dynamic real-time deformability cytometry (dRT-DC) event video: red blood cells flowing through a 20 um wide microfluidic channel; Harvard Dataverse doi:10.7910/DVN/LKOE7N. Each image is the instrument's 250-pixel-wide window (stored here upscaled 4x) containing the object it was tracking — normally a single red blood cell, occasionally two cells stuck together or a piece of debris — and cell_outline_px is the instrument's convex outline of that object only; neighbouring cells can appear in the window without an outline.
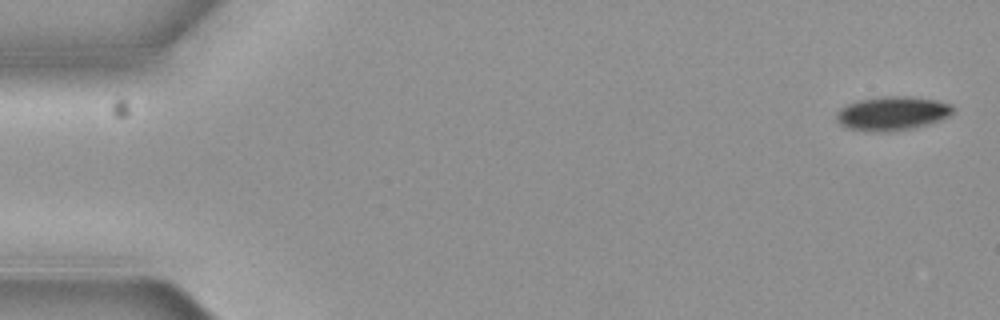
{"species": "common noctule bat (a hibernating species)", "species_latin": "Nyctalus noctula", "temperature_condition": "cold", "stored_images_in_passage": 5, "camera_frame_rate_fps": 3000, "um_per_image_px": 0.085, "animal": {"sex": "female", "body_mass_g": 19.3, "forearm_length_mm": 54.1}, "frame": {"image": 1, "passage_image": 1, "time_ms": 0.0, "image_size_px": [1000, 320], "cell_outline_px": [[952, 112], [948, 116], [912, 128], [888, 132], [864, 132], [848, 128], [840, 124], [836, 120], [836, 112], [840, 108], [848, 104], [860, 100], [880, 96], [912, 96], [936, 100], [952, 104]], "centroid_in_image_um": [75.77, 9.64], "position_along_channel_um": 9.2, "area_um2": 23.0}}